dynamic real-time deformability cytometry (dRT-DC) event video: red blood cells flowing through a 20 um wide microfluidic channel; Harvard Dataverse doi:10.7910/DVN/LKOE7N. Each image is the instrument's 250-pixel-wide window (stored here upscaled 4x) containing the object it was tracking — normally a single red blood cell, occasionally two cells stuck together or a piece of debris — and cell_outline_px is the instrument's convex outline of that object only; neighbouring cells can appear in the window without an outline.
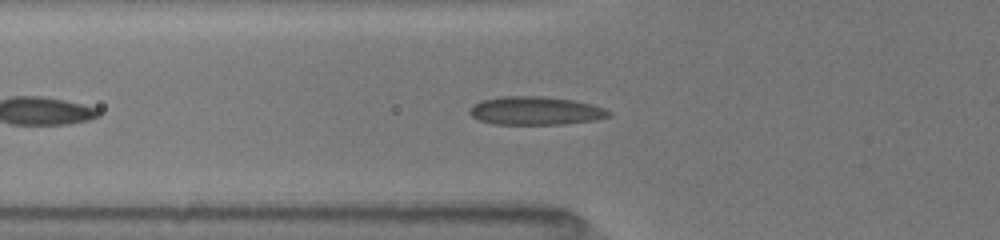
{"species": "common noctule bat (a hibernating species)", "species_latin": "Nyctalus noctula", "temperature_condition": "room temperature", "stored_images_in_passage": 7, "camera_frame_rate_fps": 3000, "um_per_image_px": 0.085, "animal": {"sex": "female", "body_mass_g": 19.5, "forearm_length_mm": 54.1}, "frame": {"image": 1, "passage_image": 6, "time_ms": 2.0, "image_size_px": [1000, 240], "cell_outline_px": [[612, 112], [608, 116], [596, 120], [564, 124], [492, 124], [480, 120], [472, 116], [468, 112], [472, 104], [480, 100], [500, 96], [544, 96], [572, 100], [592, 104], [604, 108]], "centroid_in_image_um": [45.49, 9.41], "position_along_channel_um": 80.3, "area_um2": 23.12}}